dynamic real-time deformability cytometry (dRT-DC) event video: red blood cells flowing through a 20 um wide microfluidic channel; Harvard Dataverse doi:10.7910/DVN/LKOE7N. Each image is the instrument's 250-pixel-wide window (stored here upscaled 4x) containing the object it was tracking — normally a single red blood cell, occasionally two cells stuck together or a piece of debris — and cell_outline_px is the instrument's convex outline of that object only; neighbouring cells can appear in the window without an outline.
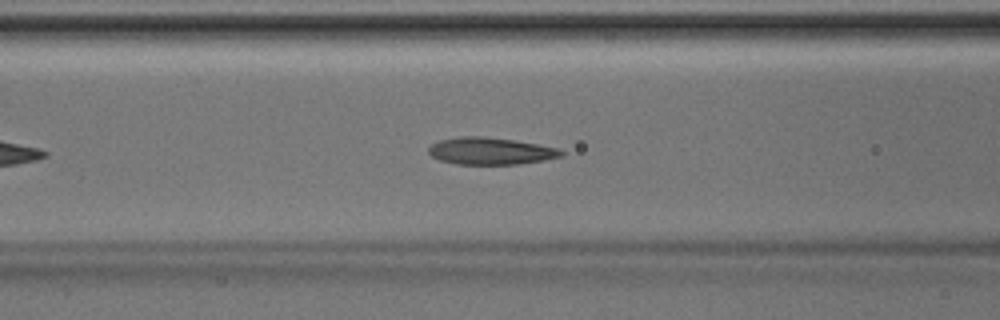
{"species": "Egyptian fruit bat (a non-hibernating species)", "species_latin": "Rousettus aegyptiacus", "temperature_condition": "room temperature", "stored_images_in_passage": 32, "camera_frame_rate_fps": 3000, "um_per_image_px": 0.085, "animal": {"sex": "male"}, "frame": {"image": 1, "passage_image": 10, "time_ms": 3.0, "image_size_px": [1000, 320], "cell_outline_px": [[564, 156], [544, 160], [516, 164], [456, 164], [440, 160], [432, 156], [428, 152], [428, 148], [432, 144], [440, 140], [460, 136], [484, 136], [516, 140], [560, 148], [564, 152]], "centroid_in_image_um": [41.72, 12.83], "position_along_channel_um": 124.9, "area_um2": 21.04}}
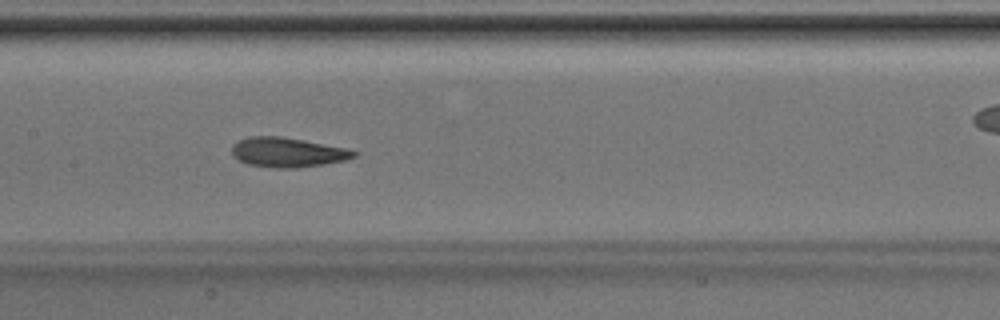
{"frame": {"image": 2, "passage_image": 14, "time_ms": 4.333, "image_size_px": [1000, 320], "cell_outline_px": [[356, 156], [344, 160], [324, 164], [296, 168], [276, 168], [248, 164], [232, 156], [232, 144], [248, 136], [280, 136], [304, 140], [344, 148], [356, 152]], "centroid_in_image_um": [24.39, 12.94], "position_along_channel_um": 183.0, "area_um2": 20.87}}